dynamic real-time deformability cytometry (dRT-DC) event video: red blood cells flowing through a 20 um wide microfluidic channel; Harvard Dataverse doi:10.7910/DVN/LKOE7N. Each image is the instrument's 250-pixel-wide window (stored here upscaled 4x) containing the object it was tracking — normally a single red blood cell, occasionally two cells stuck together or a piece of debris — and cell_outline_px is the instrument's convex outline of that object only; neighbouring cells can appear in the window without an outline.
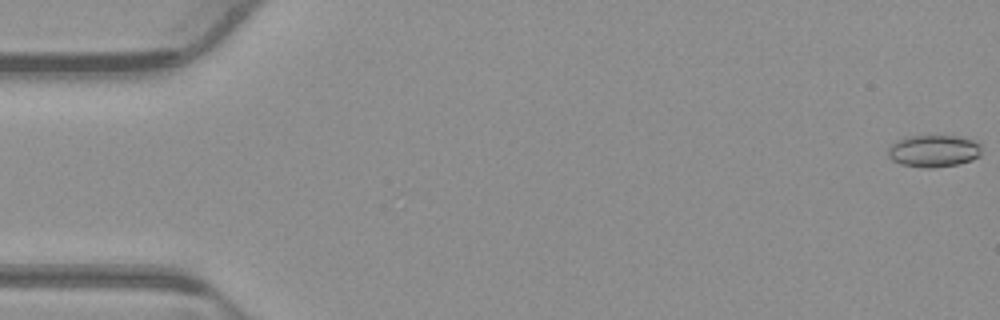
{"species": "common noctule bat (a hibernating species)", "species_latin": "Nyctalus noctula", "temperature_condition": "warm", "stored_images_in_passage": 52, "camera_frame_rate_fps": 3000, "um_per_image_px": 0.085, "animal": {"sex": "male", "body_mass_g": 23.1, "forearm_length_mm": 52.7}, "frame": {"image": 1, "passage_image": 1, "time_ms": 0.0, "image_size_px": [1000, 320], "cell_outline_px": [[980, 156], [972, 160], [960, 164], [932, 168], [924, 168], [900, 164], [892, 160], [888, 156], [888, 148], [896, 140], [908, 136], [960, 136], [976, 140], [980, 144]], "centroid_in_image_um": [79.37, 12.83], "position_along_channel_um": 5.6, "area_um2": 17.74}}
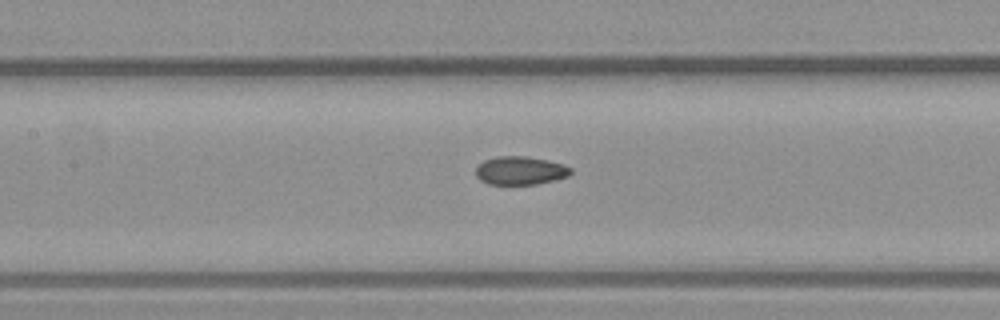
{"frame": {"image": 2, "passage_image": 25, "time_ms": 8.0, "image_size_px": [1000, 320], "cell_outline_px": [[572, 172], [568, 176], [536, 184], [488, 184], [480, 180], [476, 176], [476, 168], [484, 160], [496, 156], [524, 156], [548, 160], [564, 164], [572, 168]], "centroid_in_image_um": [44.22, 14.49], "position_along_channel_um": 163.2, "area_um2": 15.66}}
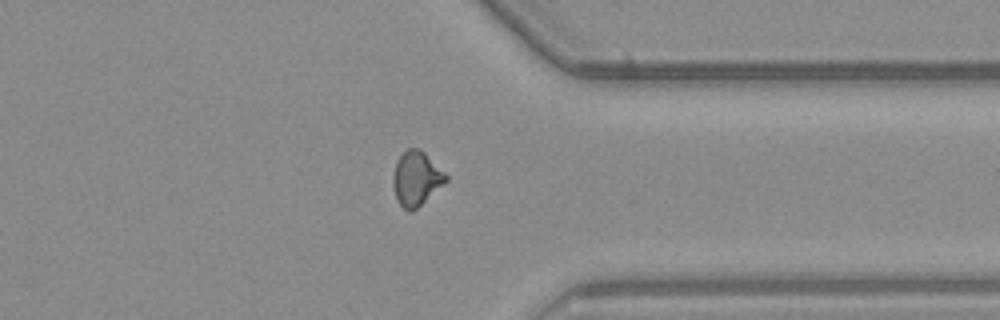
{"frame": {"image": 3, "passage_image": 42, "time_ms": 13.667, "image_size_px": [1000, 320], "cell_outline_px": [[448, 180], [444, 184], [412, 212], [408, 212], [396, 200], [392, 184], [392, 176], [396, 160], [408, 148], [416, 148], [424, 152], [448, 176]], "centroid_in_image_um": [35.36, 15.19], "position_along_channel_um": 376.0, "area_um2": 16.7}}